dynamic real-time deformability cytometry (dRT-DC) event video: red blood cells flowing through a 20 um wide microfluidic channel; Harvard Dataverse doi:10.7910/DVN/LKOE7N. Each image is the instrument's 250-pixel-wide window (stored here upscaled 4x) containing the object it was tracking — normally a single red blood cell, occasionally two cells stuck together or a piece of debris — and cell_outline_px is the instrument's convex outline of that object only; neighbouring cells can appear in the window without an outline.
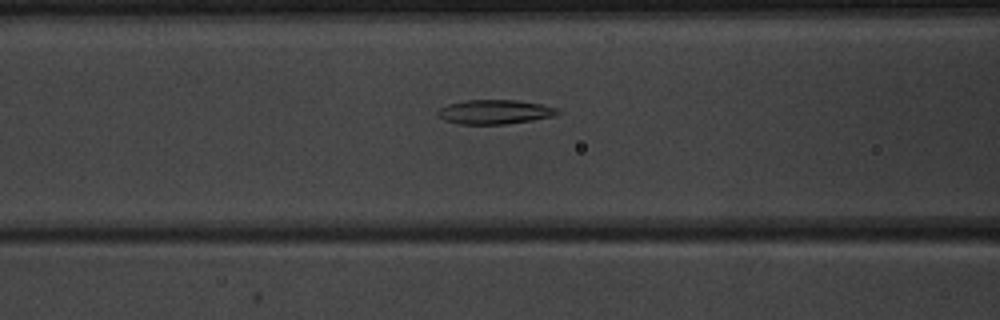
{"species": "common noctule bat (a hibernating species)", "species_latin": "Nyctalus noctula", "temperature_condition": "warm", "stored_images_in_passage": 52, "camera_frame_rate_fps": 3000, "um_per_image_px": 0.085, "animal": {"sex": "male", "body_mass_g": 20.1, "forearm_length_mm": 53.5}, "frame": {"image": 1, "passage_image": 22, "time_ms": 7.0, "image_size_px": [1000, 320], "cell_outline_px": [[560, 112], [556, 116], [532, 120], [504, 124], [460, 124], [444, 120], [436, 112], [440, 108], [448, 104], [464, 100], [516, 100], [540, 104], [556, 108]], "centroid_in_image_um": [42.05, 9.51], "position_along_channel_um": 124.6, "area_um2": 16.88}}
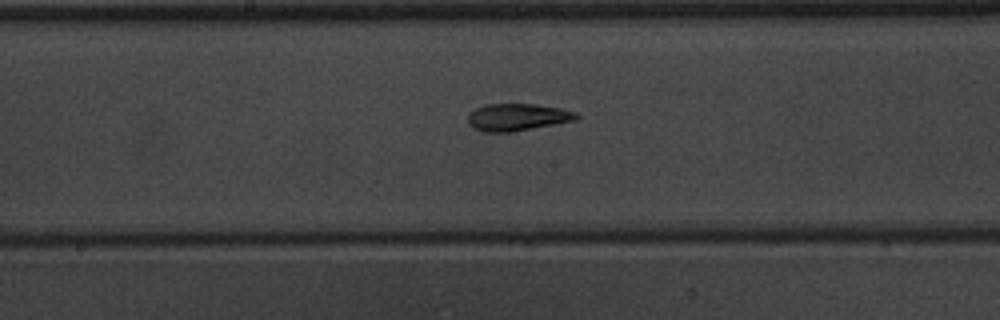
{"frame": {"image": 2, "passage_image": 28, "time_ms": 9.0, "image_size_px": [1000, 320], "cell_outline_px": [[580, 116], [576, 120], [512, 132], [484, 132], [472, 128], [468, 124], [468, 112], [484, 104], [532, 104], [560, 108], [576, 112]], "centroid_in_image_um": [43.93, 9.96], "position_along_channel_um": 204.3, "area_um2": 17.28}}
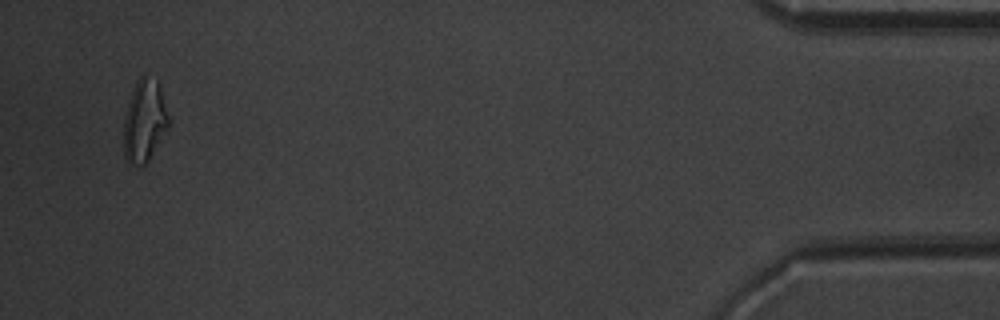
{"frame": {"image": 3, "passage_image": 50, "time_ms": 16.333, "image_size_px": [1000, 320], "cell_outline_px": [[168, 128], [148, 160], [144, 164], [136, 168], [124, 160], [124, 116], [128, 100], [136, 80], [140, 76], [144, 76], [160, 80], [168, 116]], "centroid_in_image_um": [12.26, 10.26], "position_along_channel_um": 422.9, "area_um2": 21.85}, "authors_computed_cell_mechanics": {"area_um2": 17.8313, "velocity_mm_per_s": 3.9745, "shape_relaxation_time_tau1_ms": 11.0428, "shape_relaxation_time_tau2_ms": 2.7957, "deformation_change_tau1": 0.3117, "deformation_change_tau2": 0.0984}}